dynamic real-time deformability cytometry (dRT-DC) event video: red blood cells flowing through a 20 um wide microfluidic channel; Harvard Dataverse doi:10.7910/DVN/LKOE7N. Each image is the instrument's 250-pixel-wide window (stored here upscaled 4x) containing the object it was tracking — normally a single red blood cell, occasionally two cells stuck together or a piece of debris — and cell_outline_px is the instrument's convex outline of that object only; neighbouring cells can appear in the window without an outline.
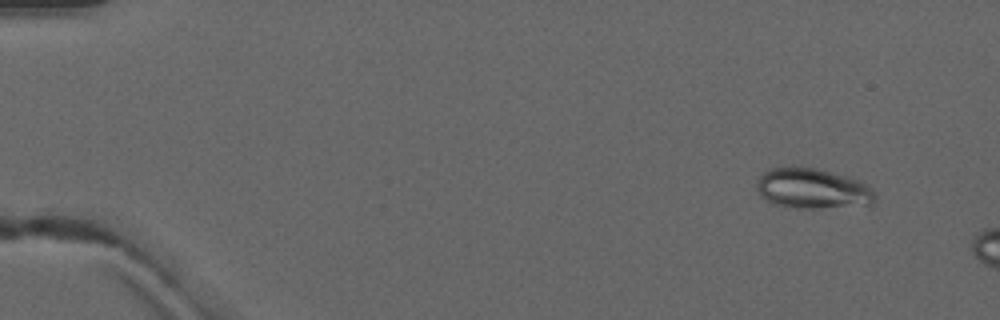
{"species": "common noctule bat (a hibernating species)", "species_latin": "Nyctalus noctula", "temperature_condition": "warm", "stored_images_in_passage": 4, "camera_frame_rate_fps": 3000, "um_per_image_px": 0.085, "animal": {"sex": "male", "forearm_length_mm": 52.5}, "frame": {"image": 1, "passage_image": 2, "time_ms": 1.333, "image_size_px": [1000, 320], "cell_outline_px": [[876, 200], [872, 204], [820, 208], [796, 208], [772, 204], [760, 196], [756, 188], [756, 180], [768, 168], [816, 168], [848, 176], [860, 180], [872, 188], [876, 192]], "centroid_in_image_um": [69.07, 16.04], "position_along_channel_um": 15.9, "area_um2": 27.92}}